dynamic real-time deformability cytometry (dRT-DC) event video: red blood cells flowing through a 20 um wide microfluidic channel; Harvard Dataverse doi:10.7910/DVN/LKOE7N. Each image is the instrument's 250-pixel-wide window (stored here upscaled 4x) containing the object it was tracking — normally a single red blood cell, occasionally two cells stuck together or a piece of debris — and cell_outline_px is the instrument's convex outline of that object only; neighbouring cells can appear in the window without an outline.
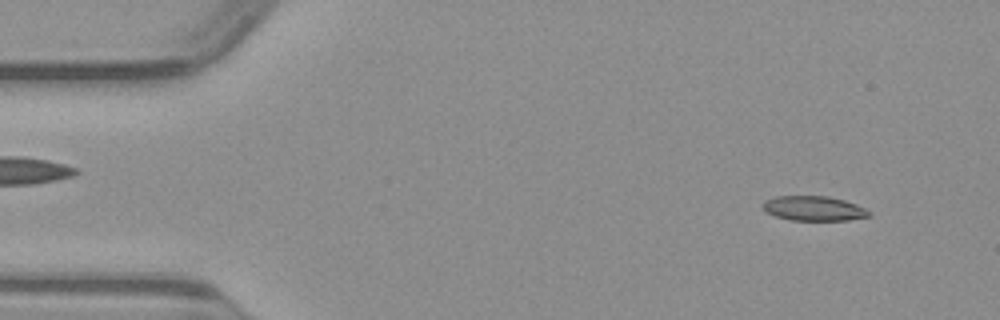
{"species": "common noctule bat (a hibernating species)", "species_latin": "Nyctalus noctula", "temperature_condition": "warm", "stored_images_in_passage": 49, "camera_frame_rate_fps": 3000, "um_per_image_px": 0.085, "animal": {"sex": "male", "body_mass_g": 23.1, "forearm_length_mm": 52.7}, "frame": {"image": 1, "passage_image": 4, "time_ms": 1.0, "image_size_px": [1000, 320], "cell_outline_px": [[872, 216], [848, 220], [792, 220], [776, 216], [768, 212], [760, 204], [764, 200], [772, 196], [828, 196], [844, 200], [856, 204], [864, 208]], "centroid_in_image_um": [69.14, 17.7], "position_along_channel_um": 15.9, "area_um2": 15.26}}
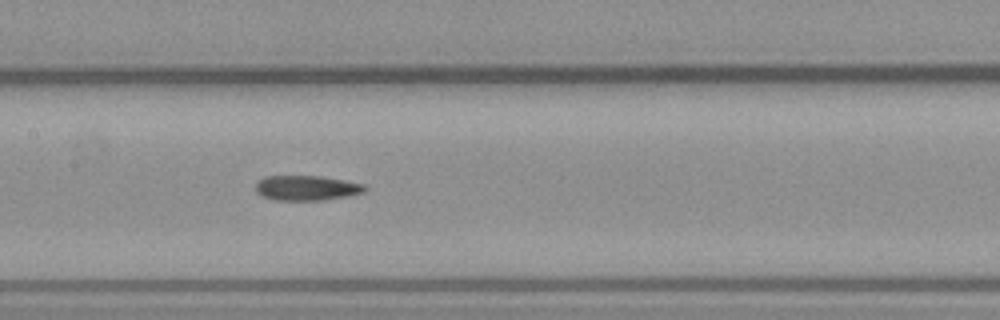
{"frame": {"image": 2, "passage_image": 23, "time_ms": 7.333, "image_size_px": [1000, 320], "cell_outline_px": [[368, 188], [364, 192], [324, 200], [276, 200], [264, 196], [256, 192], [256, 184], [264, 176], [320, 176], [344, 180], [364, 184]], "centroid_in_image_um": [26.07, 15.97], "position_along_channel_um": 181.3, "area_um2": 15.72}}
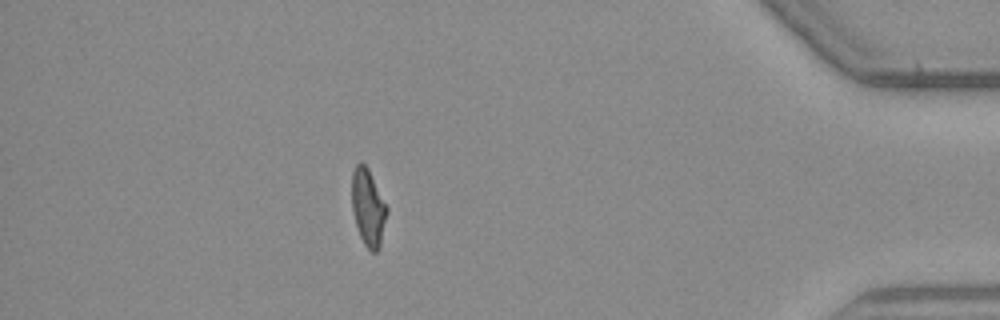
{"frame": {"image": 3, "passage_image": 43, "time_ms": 14.0, "image_size_px": [1000, 320], "cell_outline_px": [[388, 212], [380, 244], [376, 252], [372, 252], [364, 244], [360, 236], [356, 224], [352, 208], [352, 172], [356, 164], [360, 160], [368, 168], [388, 208]], "centroid_in_image_um": [31.29, 17.61], "position_along_channel_um": 403.9, "area_um2": 15.61}}